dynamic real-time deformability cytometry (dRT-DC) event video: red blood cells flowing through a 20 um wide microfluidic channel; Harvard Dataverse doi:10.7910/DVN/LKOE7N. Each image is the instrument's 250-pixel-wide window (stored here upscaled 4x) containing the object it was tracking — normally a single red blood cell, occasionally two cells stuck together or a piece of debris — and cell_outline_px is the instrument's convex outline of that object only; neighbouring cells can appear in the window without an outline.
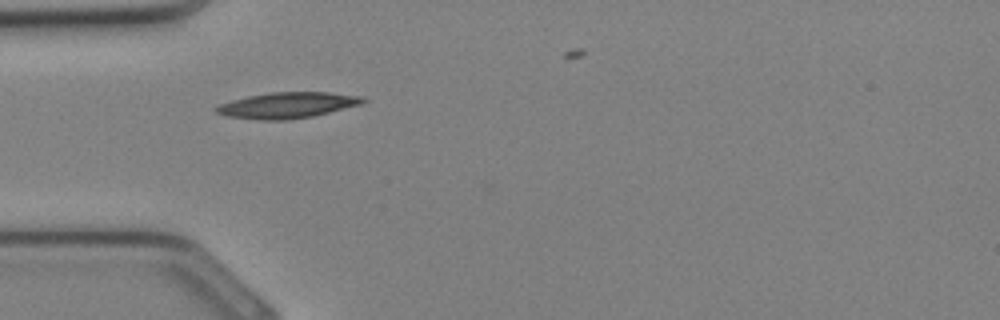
{"species": "Egyptian fruit bat (a non-hibernating species)", "species_latin": "Rousettus aegyptiacus", "temperature_condition": "cold", "stored_images_in_passage": 18, "camera_frame_rate_fps": 3000, "um_per_image_px": 0.085, "animal": {"sex": "female"}, "frame": {"image": 1, "passage_image": 1, "time_ms": 0.0, "image_size_px": [1000, 320], "cell_outline_px": [[368, 100], [360, 104], [312, 116], [288, 120], [260, 120], [228, 116], [216, 112], [212, 108], [220, 104], [232, 100], [248, 96], [268, 92], [328, 92], [364, 96]], "centroid_in_image_um": [24.42, 8.93], "position_along_channel_um": 60.6, "area_um2": 22.08}}
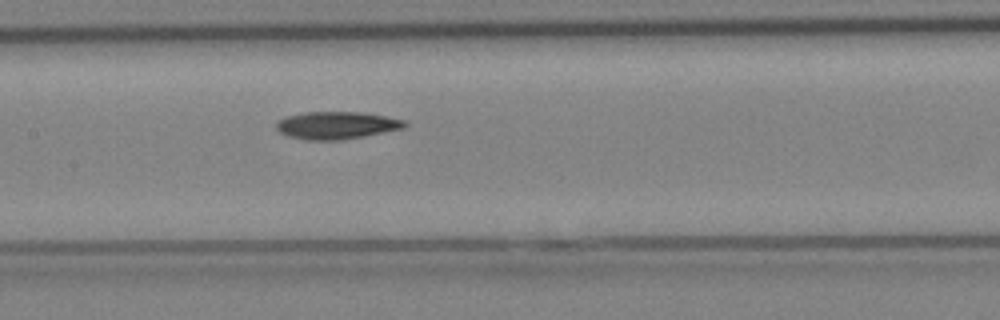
{"frame": {"image": 2, "passage_image": 7, "time_ms": 2.0, "image_size_px": [1000, 320], "cell_outline_px": [[408, 124], [404, 128], [364, 136], [340, 140], [304, 140], [288, 136], [280, 132], [276, 128], [276, 124], [284, 116], [308, 112], [360, 112], [384, 116], [404, 120]], "centroid_in_image_um": [28.59, 10.65], "position_along_channel_um": 178.8, "area_um2": 20.46}}
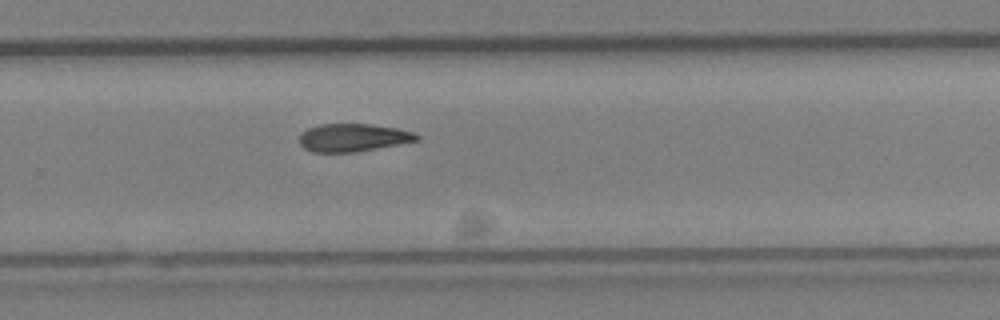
{"frame": {"image": 3, "passage_image": 13, "time_ms": 4.0, "image_size_px": [1000, 320], "cell_outline_px": [[420, 140], [356, 152], [312, 152], [304, 148], [300, 144], [300, 132], [308, 128], [320, 124], [372, 124], [400, 128], [416, 132], [420, 136]], "centroid_in_image_um": [30.04, 11.69], "position_along_channel_um": 299.8, "area_um2": 19.31}}